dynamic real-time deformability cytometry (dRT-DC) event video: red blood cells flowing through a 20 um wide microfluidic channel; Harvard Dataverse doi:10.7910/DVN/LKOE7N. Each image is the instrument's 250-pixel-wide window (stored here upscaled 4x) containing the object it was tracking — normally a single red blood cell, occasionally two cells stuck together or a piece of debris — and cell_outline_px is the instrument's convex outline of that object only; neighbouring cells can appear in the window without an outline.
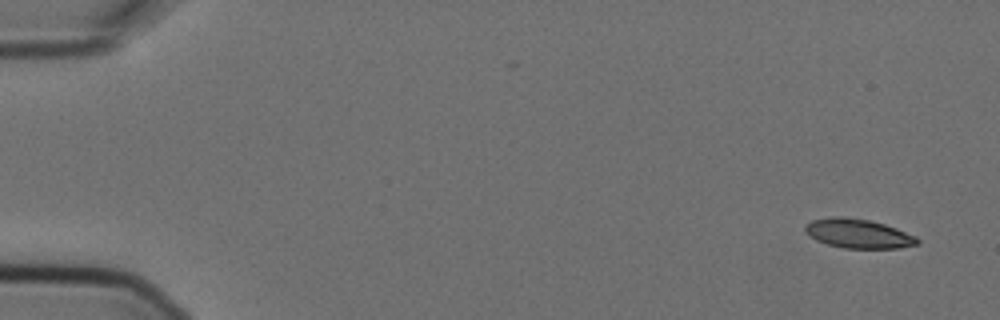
{"species": "Egyptian fruit bat (a non-hibernating species)", "species_latin": "Rousettus aegyptiacus", "temperature_condition": "cold", "stored_images_in_passage": 4, "camera_frame_rate_fps": 3000, "um_per_image_px": 0.085, "animal": {"sex": "female"}, "frame": {"image": 1, "passage_image": 1, "time_ms": 0.0, "image_size_px": [1000, 320], "cell_outline_px": [[920, 244], [900, 248], [844, 248], [828, 244], [816, 240], [804, 232], [804, 224], [812, 220], [832, 216], [844, 216], [868, 220], [884, 224], [896, 228], [916, 236], [920, 240]], "centroid_in_image_um": [72.94, 19.85], "position_along_channel_um": 12.1, "area_um2": 19.25}}